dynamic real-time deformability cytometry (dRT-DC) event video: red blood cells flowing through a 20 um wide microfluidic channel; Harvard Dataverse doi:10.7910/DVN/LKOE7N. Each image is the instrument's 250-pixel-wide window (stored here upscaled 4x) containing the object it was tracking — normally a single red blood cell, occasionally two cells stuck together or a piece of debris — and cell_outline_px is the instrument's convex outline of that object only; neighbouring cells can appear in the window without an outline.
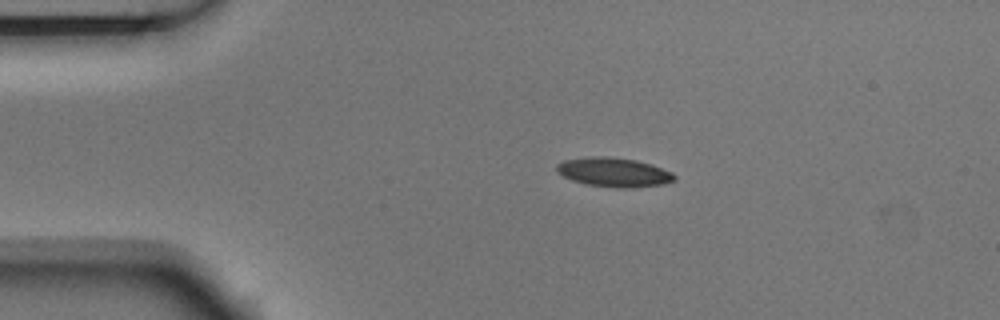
{"species": "Egyptian fruit bat (a non-hibernating species)", "species_latin": "Rousettus aegyptiacus", "temperature_condition": "room temperature", "stored_images_in_passage": 5, "camera_frame_rate_fps": 3000, "um_per_image_px": 0.085, "animal": {"sex": "male"}, "frame": {"image": 1, "passage_image": 2, "time_ms": 0.333, "image_size_px": [1000, 320], "cell_outline_px": [[676, 180], [664, 184], [624, 188], [588, 184], [572, 180], [556, 172], [556, 164], [564, 160], [588, 156], [604, 156], [636, 160], [652, 164], [672, 172], [676, 176]], "centroid_in_image_um": [52.18, 14.62], "position_along_channel_um": 32.8, "area_um2": 19.94}}
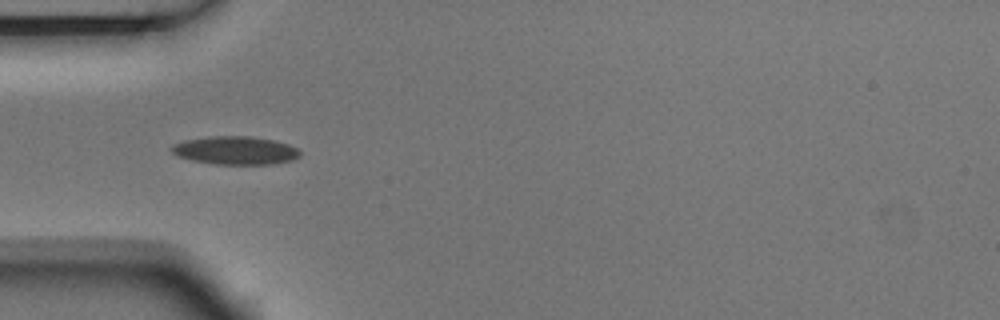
{"frame": {"image": 2, "passage_image": 4, "time_ms": 1.0, "image_size_px": [1000, 320], "cell_outline_px": [[300, 156], [292, 160], [272, 164], [216, 164], [192, 160], [180, 156], [172, 152], [172, 144], [184, 140], [212, 136], [252, 136], [272, 140], [288, 144], [296, 148], [300, 152]], "centroid_in_image_um": [20.02, 12.78], "position_along_channel_um": 65.0, "area_um2": 20.92}}
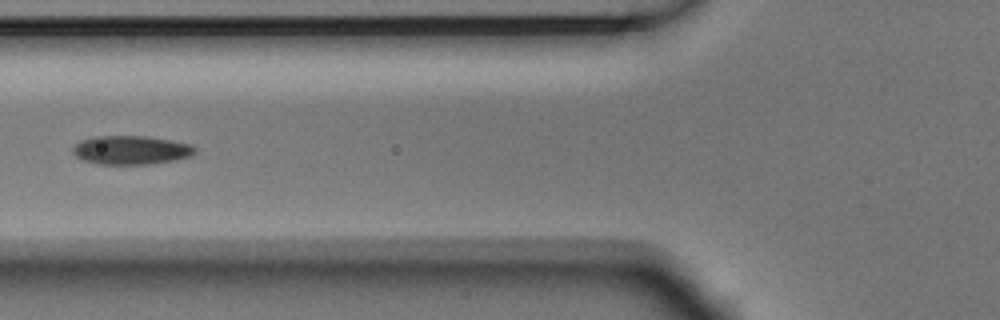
{"frame": {"image": 3, "passage_image": 5, "time_ms": 1.333, "image_size_px": [1000, 320], "cell_outline_px": [[196, 152], [192, 156], [172, 160], [148, 164], [100, 164], [84, 160], [76, 156], [72, 152], [72, 148], [80, 140], [96, 136], [148, 136], [172, 140], [192, 144], [196, 148]], "centroid_in_image_um": [11.16, 12.74], "position_along_channel_um": 114.6, "area_um2": 20.52}}